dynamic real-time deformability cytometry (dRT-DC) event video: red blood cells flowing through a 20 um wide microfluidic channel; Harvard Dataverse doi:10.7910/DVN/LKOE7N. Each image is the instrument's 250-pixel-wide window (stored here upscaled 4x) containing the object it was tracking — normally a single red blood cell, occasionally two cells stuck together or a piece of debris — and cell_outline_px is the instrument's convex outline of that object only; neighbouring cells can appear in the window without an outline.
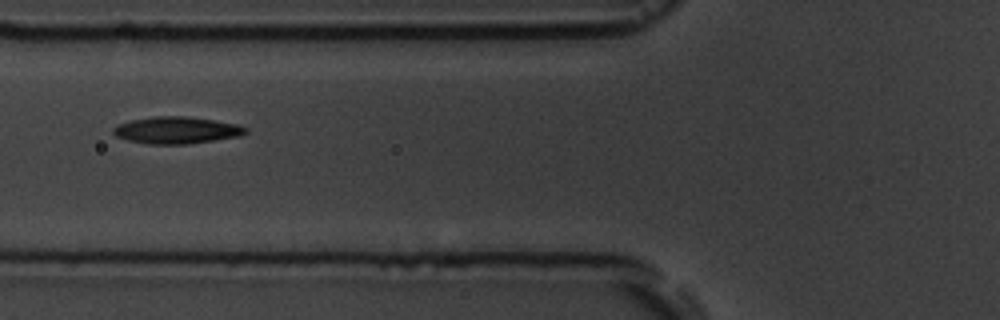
{"species": "common noctule bat (a hibernating species)", "species_latin": "Nyctalus noctula", "temperature_condition": "room temperature", "stored_images_in_passage": 8, "camera_frame_rate_fps": 3000, "um_per_image_px": 0.085, "animal": {"sex": "male", "body_mass_g": 19.5, "forearm_length_mm": 54.6}, "frame": {"image": 1, "passage_image": 7, "time_ms": 6.667, "image_size_px": [1000, 320], "cell_outline_px": [[248, 132], [240, 136], [188, 144], [148, 144], [128, 140], [116, 136], [112, 132], [112, 128], [120, 124], [132, 120], [152, 116], [184, 116], [240, 124], [248, 128]], "centroid_in_image_um": [15.03, 11.07], "position_along_channel_um": 110.8, "area_um2": 20.75}}
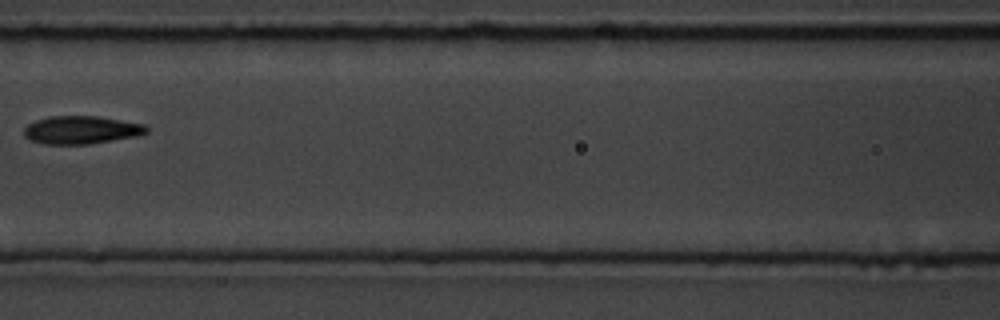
{"frame": {"image": 2, "passage_image": 8, "time_ms": 8.0, "image_size_px": [1000, 320], "cell_outline_px": [[148, 132], [136, 136], [88, 144], [44, 144], [28, 140], [24, 136], [24, 128], [28, 124], [36, 120], [48, 116], [96, 116], [144, 124], [148, 128]], "centroid_in_image_um": [6.86, 11.04], "position_along_channel_um": 159.7, "area_um2": 19.94}}